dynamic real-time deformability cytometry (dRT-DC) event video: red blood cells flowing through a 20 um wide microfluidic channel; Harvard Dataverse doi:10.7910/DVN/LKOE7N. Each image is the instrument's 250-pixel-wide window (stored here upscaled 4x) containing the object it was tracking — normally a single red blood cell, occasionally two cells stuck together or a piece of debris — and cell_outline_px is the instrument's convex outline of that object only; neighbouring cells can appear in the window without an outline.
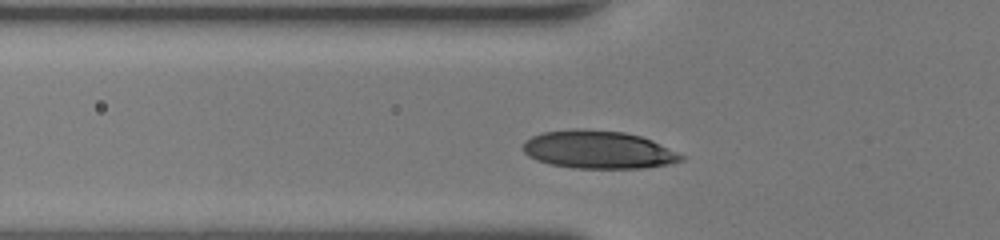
{"species": "human", "species_latin": "Homo sapiens", "temperature_condition": "room temperature", "stored_images_in_passage": 29, "camera_frame_rate_fps": 3000, "um_per_image_px": 0.085, "donor": {"sex": "female"}, "frame": {"image": 1, "passage_image": 6, "time_ms": 1.667, "image_size_px": [1000, 240], "cell_outline_px": [[684, 160], [672, 164], [644, 168], [572, 168], [552, 164], [536, 160], [528, 156], [524, 152], [524, 140], [532, 136], [544, 132], [572, 128], [584, 128], [624, 132], [640, 136], [652, 140], [684, 156]], "centroid_in_image_um": [50.85, 12.72], "position_along_channel_um": 74.9, "area_um2": 35.08}}
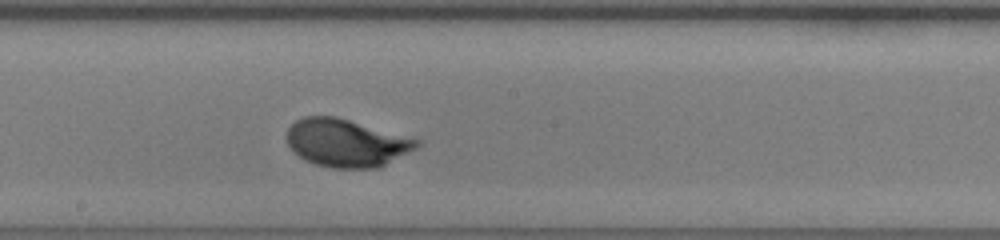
{"frame": {"image": 2, "passage_image": 16, "time_ms": 5.0, "image_size_px": [1000, 240], "cell_outline_px": [[420, 144], [416, 148], [376, 168], [332, 168], [316, 164], [304, 160], [288, 144], [288, 128], [296, 120], [304, 116], [336, 116], [420, 140]], "centroid_in_image_um": [29.42, 12.14], "position_along_channel_um": 218.8, "area_um2": 35.6}}
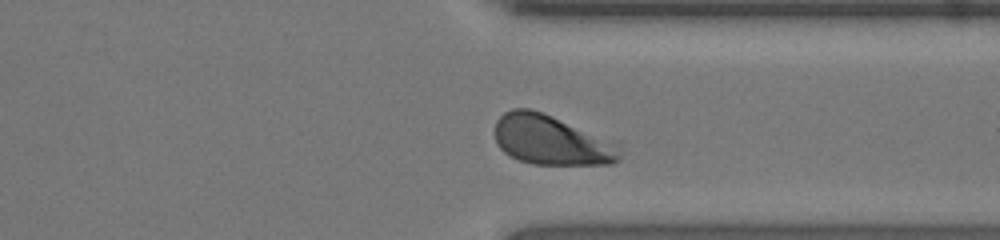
{"frame": {"image": 3, "passage_image": 26, "time_ms": 8.333, "image_size_px": [1000, 240], "cell_outline_px": [[620, 160], [612, 164], [532, 164], [520, 160], [504, 152], [496, 144], [496, 120], [504, 112], [512, 108], [528, 108], [552, 116], [620, 140]], "centroid_in_image_um": [46.96, 11.9], "position_along_channel_um": 364.4, "area_um2": 36.93}, "authors_computed_cell_mechanics": {"area_um2": 35.0846, "velocity_mm_per_s": 4.3414, "shape_relaxation_time_tau1_ms": 1.9278, "shape_relaxation_time_tau2_ms": null, "deformation_change_tau1": 0.1412, "deformation_change_tau2": null}}